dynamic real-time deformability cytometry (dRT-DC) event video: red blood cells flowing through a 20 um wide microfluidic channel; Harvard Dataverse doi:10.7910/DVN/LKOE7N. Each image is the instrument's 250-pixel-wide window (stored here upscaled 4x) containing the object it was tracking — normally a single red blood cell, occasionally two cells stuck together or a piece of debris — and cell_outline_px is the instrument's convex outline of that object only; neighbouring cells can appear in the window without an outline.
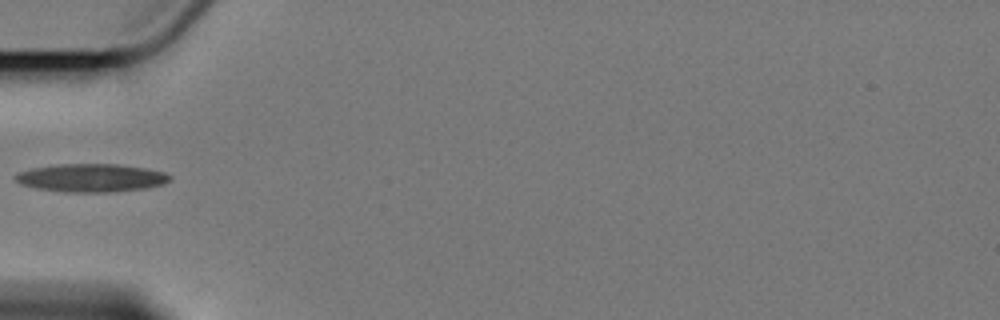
{"species": "Egyptian fruit bat (a non-hibernating species)", "species_latin": "Rousettus aegyptiacus", "temperature_condition": "cold", "stored_images_in_passage": 7, "camera_frame_rate_fps": 3000, "um_per_image_px": 0.085, "animal": {"sex": "female"}, "frame": {"image": 1, "passage_image": 6, "time_ms": 6.0, "image_size_px": [1000, 320], "cell_outline_px": [[172, 180], [164, 184], [144, 188], [112, 192], [64, 192], [36, 188], [20, 184], [12, 176], [20, 172], [32, 168], [56, 164], [116, 164], [144, 168], [164, 172], [172, 176]], "centroid_in_image_um": [7.75, 15.12], "position_along_channel_um": 77.2, "area_um2": 25.37}}
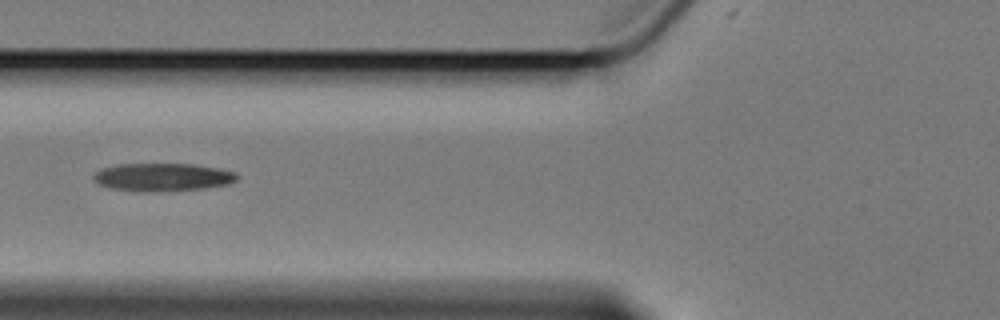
{"frame": {"image": 2, "passage_image": 7, "time_ms": 7.0, "image_size_px": [1000, 320], "cell_outline_px": [[240, 176], [236, 180], [228, 184], [204, 188], [148, 192], [112, 188], [100, 184], [92, 176], [96, 172], [104, 168], [120, 164], [192, 164], [216, 168], [236, 172]], "centroid_in_image_um": [13.87, 15.05], "position_along_channel_um": 111.9, "area_um2": 23.0}}